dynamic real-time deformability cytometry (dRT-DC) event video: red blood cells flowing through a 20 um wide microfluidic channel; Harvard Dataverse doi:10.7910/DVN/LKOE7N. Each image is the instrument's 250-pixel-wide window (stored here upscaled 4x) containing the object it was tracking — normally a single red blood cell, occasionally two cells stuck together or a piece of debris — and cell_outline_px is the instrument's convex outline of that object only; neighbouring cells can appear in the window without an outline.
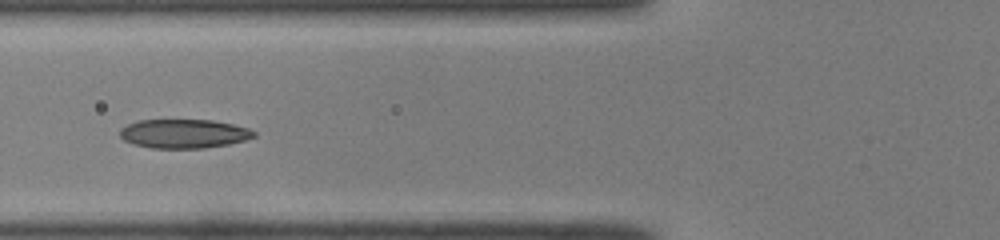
{"species": "common noctule bat (a hibernating species)", "species_latin": "Nyctalus noctula", "temperature_condition": "room temperature", "stored_images_in_passage": 17, "camera_frame_rate_fps": 3000, "um_per_image_px": 0.085, "animal": {"sex": "male", "body_mass_g": 19.0, "forearm_length_mm": 50.8}, "frame": {"image": 1, "passage_image": 6, "time_ms": 1.667, "image_size_px": [1000, 240], "cell_outline_px": [[256, 136], [244, 140], [228, 144], [204, 148], [152, 148], [132, 144], [124, 140], [120, 136], [120, 128], [136, 120], [212, 120], [232, 124], [248, 128], [256, 132]], "centroid_in_image_um": [15.6, 11.36], "position_along_channel_um": 110.2, "area_um2": 22.66}}